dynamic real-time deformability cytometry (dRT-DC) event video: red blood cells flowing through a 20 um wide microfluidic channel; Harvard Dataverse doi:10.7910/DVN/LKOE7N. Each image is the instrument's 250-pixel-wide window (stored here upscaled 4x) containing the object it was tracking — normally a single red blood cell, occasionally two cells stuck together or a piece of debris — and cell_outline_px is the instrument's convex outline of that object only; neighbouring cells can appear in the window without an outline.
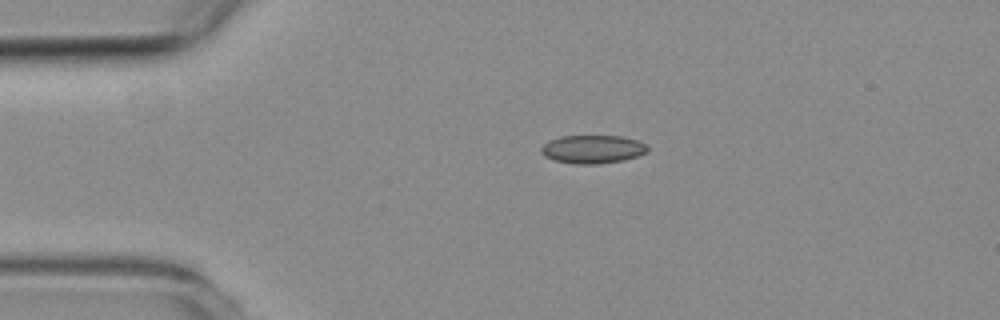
{"species": "common noctule bat (a hibernating species)", "species_latin": "Nyctalus noctula", "temperature_condition": "room temperature", "stored_images_in_passage": 2, "camera_frame_rate_fps": 3000, "um_per_image_px": 0.085, "animal": {"sex": "female", "body_mass_g": 19.3, "forearm_length_mm": 54.1}, "frame": {"image": 1, "passage_image": 1, "time_ms": 0.0, "image_size_px": [1000, 320], "cell_outline_px": [[648, 152], [624, 160], [596, 164], [576, 164], [552, 160], [544, 156], [540, 152], [540, 148], [548, 140], [560, 136], [624, 136], [636, 140], [644, 144], [648, 148]], "centroid_in_image_um": [50.33, 12.68], "position_along_channel_um": 34.7, "area_um2": 17.63}}